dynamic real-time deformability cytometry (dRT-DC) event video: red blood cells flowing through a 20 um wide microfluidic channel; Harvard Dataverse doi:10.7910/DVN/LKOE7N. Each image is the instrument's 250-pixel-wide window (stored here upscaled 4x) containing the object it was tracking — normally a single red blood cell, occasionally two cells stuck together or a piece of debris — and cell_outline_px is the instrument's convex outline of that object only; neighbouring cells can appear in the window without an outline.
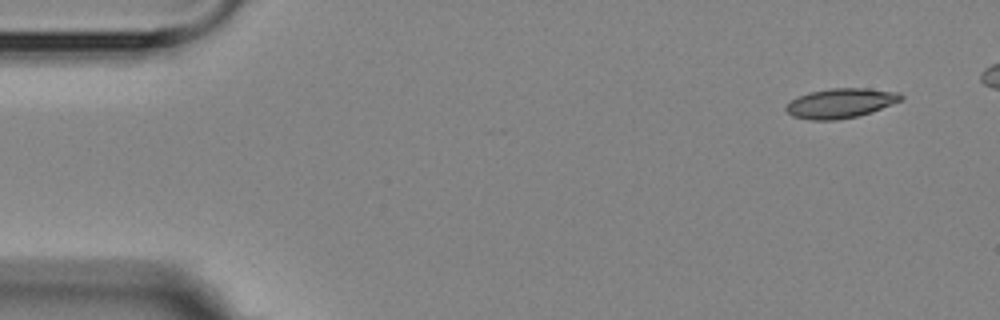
{"species": "Egyptian fruit bat (a non-hibernating species)", "species_latin": "Rousettus aegyptiacus", "temperature_condition": "room temperature", "stored_images_in_passage": 8, "camera_frame_rate_fps": 3000, "um_per_image_px": 0.085, "animal": {"sex": "female"}, "frame": {"image": 1, "passage_image": 1, "time_ms": 0.0, "image_size_px": [1000, 320], "cell_outline_px": [[904, 96], [900, 100], [872, 112], [856, 116], [836, 120], [812, 120], [792, 116], [784, 108], [792, 100], [808, 92], [832, 88], [868, 88], [900, 92]], "centroid_in_image_um": [71.46, 8.76], "position_along_channel_um": 13.5, "area_um2": 19.71}}
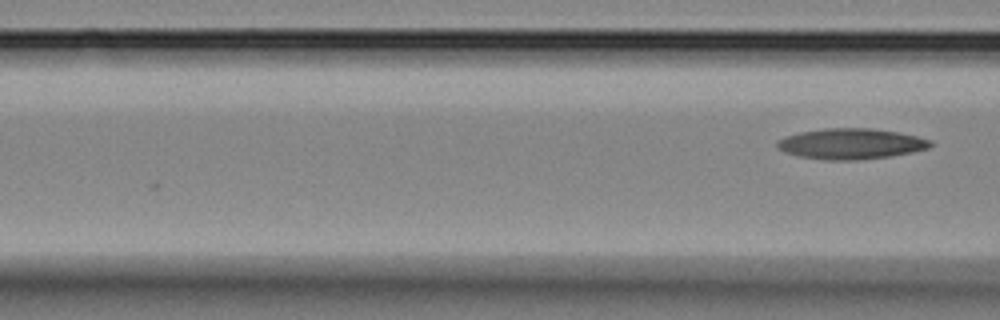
{"frame": {"image": 2, "passage_image": 8, "time_ms": 8.0, "image_size_px": [1000, 320], "cell_outline_px": [[932, 144], [928, 148], [912, 152], [888, 156], [856, 160], [824, 160], [800, 156], [784, 152], [776, 148], [776, 140], [784, 136], [800, 132], [824, 128], [872, 128], [896, 132], [916, 136], [932, 140]], "centroid_in_image_um": [72.27, 12.22], "position_along_channel_um": 94.3, "area_um2": 27.4}}